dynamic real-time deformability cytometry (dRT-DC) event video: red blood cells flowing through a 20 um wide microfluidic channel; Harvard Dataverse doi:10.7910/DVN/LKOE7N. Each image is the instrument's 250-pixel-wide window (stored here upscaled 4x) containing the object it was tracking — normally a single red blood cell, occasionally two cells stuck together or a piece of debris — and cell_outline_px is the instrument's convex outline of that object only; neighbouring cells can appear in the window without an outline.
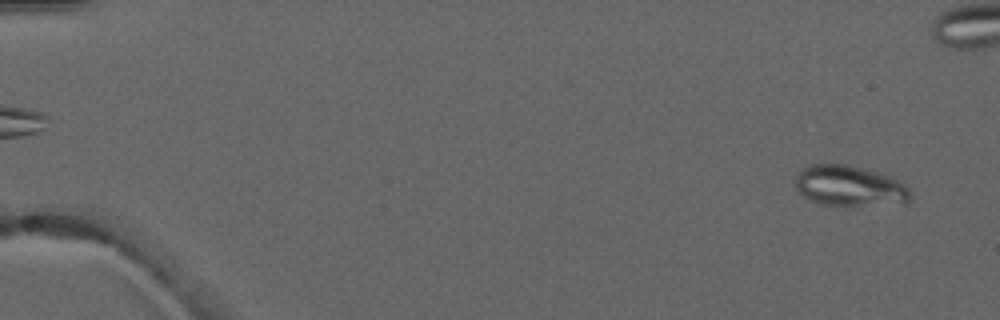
{"species": "common noctule bat (a hibernating species)", "species_latin": "Nyctalus noctula", "temperature_condition": "warm", "stored_images_in_passage": 8, "camera_frame_rate_fps": 3000, "um_per_image_px": 0.085, "animal": {"sex": "male", "forearm_length_mm": 52.5}, "frame": {"image": 1, "passage_image": 1, "time_ms": 0.0, "image_size_px": [1000, 320], "cell_outline_px": [[912, 196], [904, 204], [820, 204], [804, 196], [796, 188], [796, 176], [808, 164], [848, 164], [876, 172], [888, 176], [896, 180], [908, 188], [912, 192]], "centroid_in_image_um": [72.21, 15.79], "position_along_channel_um": 12.8, "area_um2": 26.65}}